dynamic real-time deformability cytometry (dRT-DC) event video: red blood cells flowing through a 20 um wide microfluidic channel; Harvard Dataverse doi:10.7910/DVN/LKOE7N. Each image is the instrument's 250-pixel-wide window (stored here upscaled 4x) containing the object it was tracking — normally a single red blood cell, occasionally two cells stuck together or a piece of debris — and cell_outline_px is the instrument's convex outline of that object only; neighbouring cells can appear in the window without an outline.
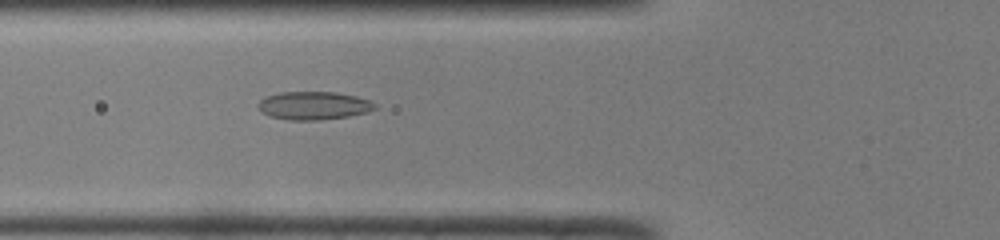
{"species": "common noctule bat (a hibernating species)", "species_latin": "Nyctalus noctula", "temperature_condition": "room temperature", "stored_images_in_passage": 43, "camera_frame_rate_fps": 3000, "um_per_image_px": 0.085, "animal": {"sex": "male", "body_mass_g": 19.0, "forearm_length_mm": 50.8}, "frame": {"image": 1, "passage_image": 12, "time_ms": 3.667, "image_size_px": [1000, 240], "cell_outline_px": [[376, 108], [368, 112], [348, 116], [320, 120], [288, 120], [268, 116], [260, 112], [256, 104], [264, 96], [280, 92], [336, 92], [356, 96], [368, 100], [376, 104]], "centroid_in_image_um": [26.6, 8.97], "position_along_channel_um": 99.2, "area_um2": 19.36}}
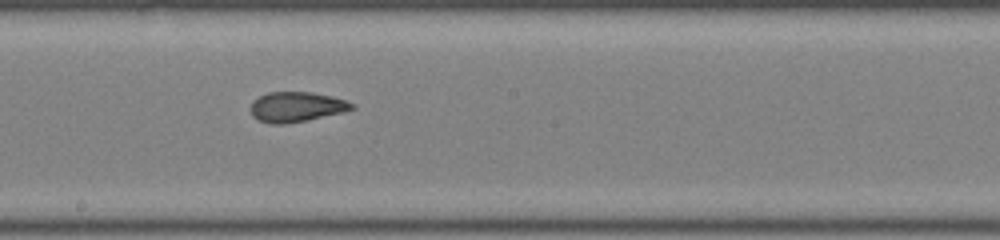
{"frame": {"image": 2, "passage_image": 21, "time_ms": 6.667, "image_size_px": [1000, 240], "cell_outline_px": [[356, 108], [344, 112], [284, 124], [272, 124], [260, 120], [252, 116], [252, 100], [268, 92], [312, 92], [332, 96], [356, 104]], "centroid_in_image_um": [25.22, 9.07], "position_along_channel_um": 223.0, "area_um2": 17.57}}
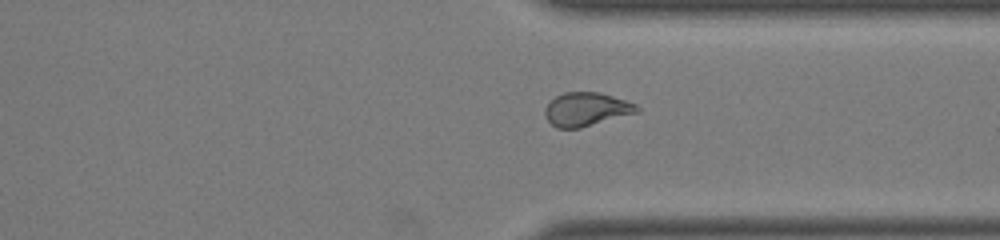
{"frame": {"image": 3, "passage_image": 31, "time_ms": 10.0, "image_size_px": [1000, 240], "cell_outline_px": [[640, 112], [580, 128], [556, 128], [544, 116], [544, 108], [556, 96], [564, 92], [600, 92], [636, 104], [640, 108]], "centroid_in_image_um": [49.84, 9.29], "position_along_channel_um": 361.6, "area_um2": 18.03}, "authors_computed_cell_mechanics": {"area_um2": 18.7272, "velocity_mm_per_s": 4.1294, "shape_relaxation_time_tau1_ms": null, "shape_relaxation_time_tau2_ms": 1.2258, "deformation_change_tau1": null, "deformation_change_tau2": 0.0729}}